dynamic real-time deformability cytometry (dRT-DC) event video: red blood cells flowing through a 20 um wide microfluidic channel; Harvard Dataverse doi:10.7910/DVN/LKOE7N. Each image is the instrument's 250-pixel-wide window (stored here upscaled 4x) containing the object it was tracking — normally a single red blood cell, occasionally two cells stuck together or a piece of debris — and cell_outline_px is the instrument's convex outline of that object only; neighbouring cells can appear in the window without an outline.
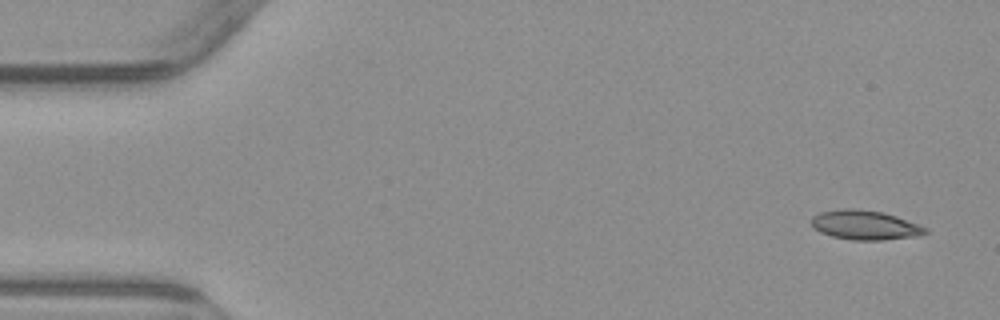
{"species": "common noctule bat (a hibernating species)", "species_latin": "Nyctalus noctula", "temperature_condition": "warm", "stored_images_in_passage": 4, "camera_frame_rate_fps": 3000, "um_per_image_px": 0.085, "animal": {"sex": "male", "body_mass_g": 23.1, "forearm_length_mm": 52.7}, "frame": {"image": 1, "passage_image": 1, "time_ms": 0.0, "image_size_px": [1000, 320], "cell_outline_px": [[928, 232], [920, 236], [880, 240], [852, 240], [832, 236], [820, 232], [812, 228], [812, 216], [820, 212], [844, 208], [852, 208], [880, 212], [896, 216], [928, 228]], "centroid_in_image_um": [73.51, 19.14], "position_along_channel_um": 11.5, "area_um2": 19.48}}
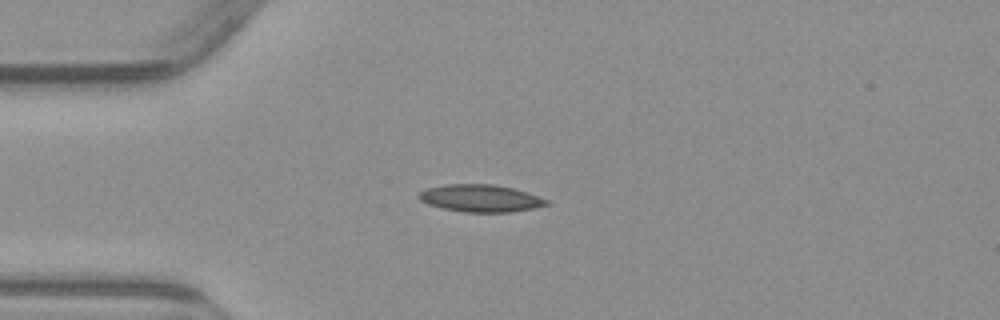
{"frame": {"image": 2, "passage_image": 4, "time_ms": 3.667, "image_size_px": [1000, 320], "cell_outline_px": [[552, 204], [512, 212], [464, 212], [444, 208], [428, 204], [420, 200], [416, 196], [420, 192], [428, 188], [444, 184], [496, 184], [528, 192], [548, 200]], "centroid_in_image_um": [40.86, 16.84], "position_along_channel_um": 44.1, "area_um2": 20.35}}